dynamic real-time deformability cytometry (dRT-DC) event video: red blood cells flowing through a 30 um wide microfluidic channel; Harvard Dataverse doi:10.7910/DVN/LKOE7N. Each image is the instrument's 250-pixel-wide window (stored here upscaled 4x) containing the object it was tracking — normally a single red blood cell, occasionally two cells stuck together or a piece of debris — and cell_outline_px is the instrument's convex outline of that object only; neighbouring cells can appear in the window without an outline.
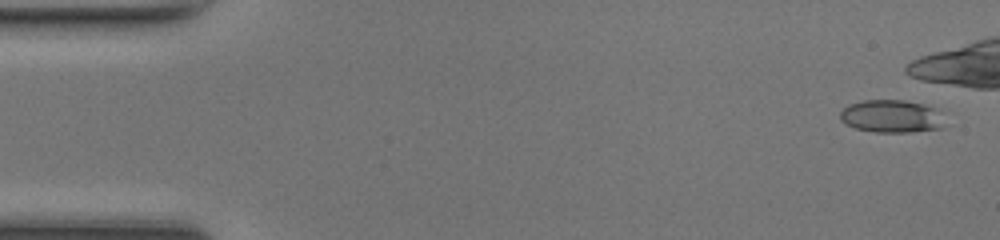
{"species": "common noctule bat (a hibernating species)", "species_latin": "Nyctalus noctula", "temperature_condition": "room temperature", "stored_images_in_passage": 13, "camera_frame_rate_fps": 3000, "um_per_image_px": 0.085, "animal": {"sex": "female", "body_mass_g": 17.0, "forearm_length_mm": 48.0}, "frame": {"image": 1, "passage_image": 2, "time_ms": 0.333, "image_size_px": [1000, 240], "cell_outline_px": [[940, 128], [912, 132], [876, 132], [856, 128], [840, 120], [840, 112], [848, 104], [864, 100], [904, 100], [924, 104], [932, 108]], "centroid_in_image_um": [75.61, 9.87], "position_along_channel_um": 9.4, "area_um2": 19.13}}